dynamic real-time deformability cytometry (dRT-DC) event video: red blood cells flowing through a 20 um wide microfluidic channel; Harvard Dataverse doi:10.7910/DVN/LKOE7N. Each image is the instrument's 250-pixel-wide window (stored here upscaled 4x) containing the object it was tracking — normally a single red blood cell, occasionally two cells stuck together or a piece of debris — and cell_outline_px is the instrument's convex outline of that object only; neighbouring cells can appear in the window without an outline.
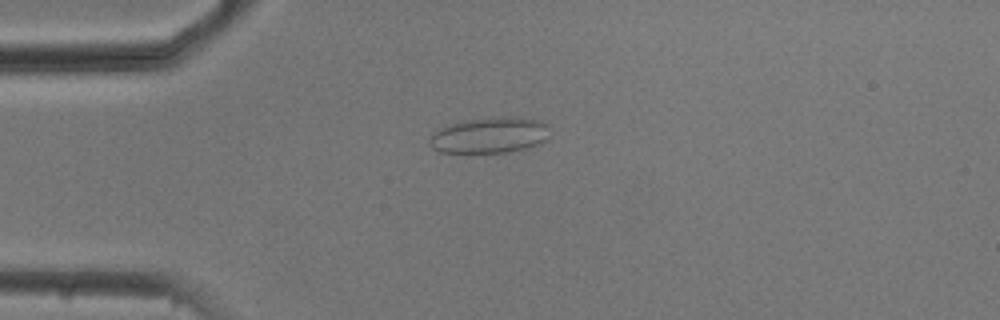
{"species": "common noctule bat (a hibernating species)", "species_latin": "Nyctalus noctula", "temperature_condition": "cold", "stored_images_in_passage": 53, "camera_frame_rate_fps": 3000, "um_per_image_px": 0.085, "animal": {"sex": "male", "body_mass_g": 20.5, "forearm_length_mm": 52.5}, "frame": {"image": 1, "passage_image": 13, "time_ms": 4.0, "image_size_px": [1000, 320], "cell_outline_px": [[548, 136], [540, 144], [528, 148], [508, 152], [440, 152], [432, 148], [428, 144], [428, 140], [432, 132], [448, 124], [464, 120], [492, 116], [516, 116], [540, 120], [548, 124]], "centroid_in_image_um": [41.61, 11.47], "position_along_channel_um": 43.4, "area_um2": 25.66}}
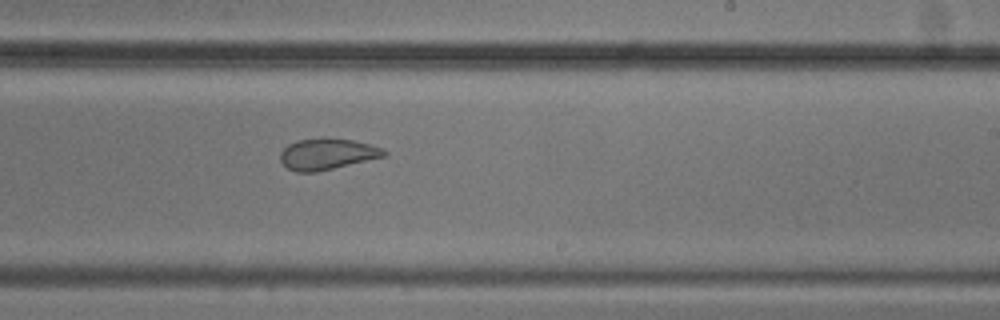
{"frame": {"image": 2, "passage_image": 32, "time_ms": 10.333, "image_size_px": [1000, 320], "cell_outline_px": [[388, 152], [384, 156], [316, 172], [296, 172], [288, 168], [280, 160], [280, 152], [288, 144], [296, 140], [324, 136], [352, 140], [384, 148]], "centroid_in_image_um": [27.77, 13.06], "position_along_channel_um": 261.2, "area_um2": 18.96}}
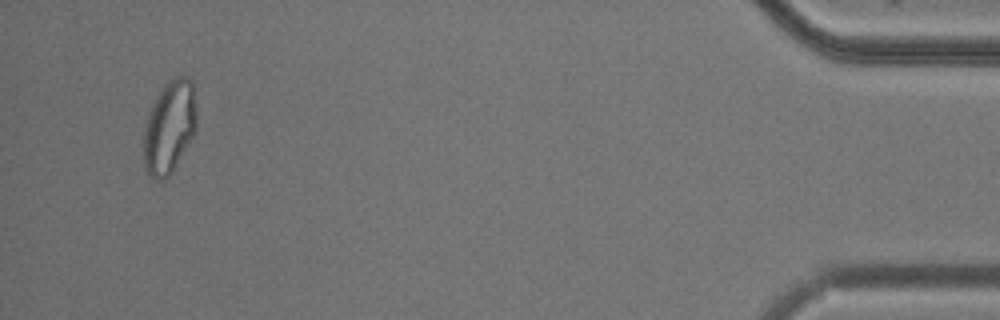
{"frame": {"image": 3, "passage_image": 51, "time_ms": 16.667, "image_size_px": [1000, 320], "cell_outline_px": [[196, 128], [192, 136], [172, 172], [164, 180], [156, 180], [148, 176], [144, 164], [144, 128], [152, 104], [164, 84], [168, 80], [176, 76], [188, 76], [192, 80], [196, 108]], "centroid_in_image_um": [14.39, 10.79], "position_along_channel_um": 420.8, "area_um2": 28.55}, "authors_computed_cell_mechanics": {"area_um2": 24.1604, "velocity_mm_per_s": 3.7357, "shape_relaxation_time_tau1_ms": null, "shape_relaxation_time_tau2_ms": 1.3018, "deformation_change_tau1": null, "deformation_change_tau2": 0.0783}}